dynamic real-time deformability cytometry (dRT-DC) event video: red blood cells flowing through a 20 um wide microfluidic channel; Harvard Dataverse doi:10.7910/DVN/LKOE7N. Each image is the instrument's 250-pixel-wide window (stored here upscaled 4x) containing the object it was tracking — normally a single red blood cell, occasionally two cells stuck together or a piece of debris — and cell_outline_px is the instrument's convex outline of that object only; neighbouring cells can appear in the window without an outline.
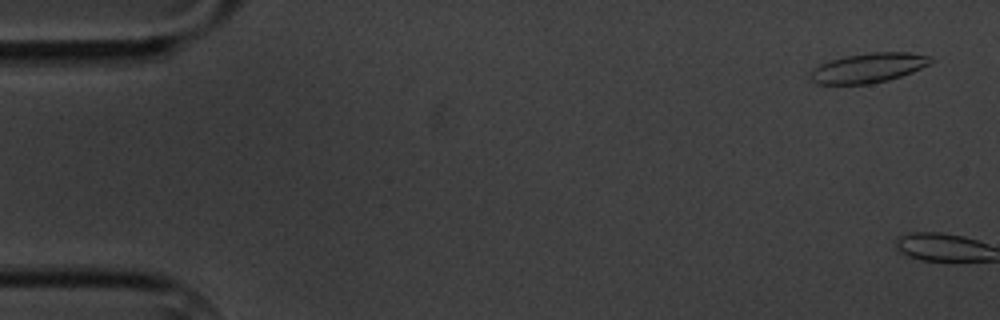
{"species": "common noctule bat (a hibernating species)", "species_latin": "Nyctalus noctula", "temperature_condition": "cold", "stored_images_in_passage": 7, "camera_frame_rate_fps": 3000, "um_per_image_px": 0.085, "animal": {"sex": "male", "body_mass_g": 20.1, "forearm_length_mm": 53.5}, "frame": {"image": 1, "passage_image": 1, "time_ms": 0.0, "image_size_px": [1000, 320], "cell_outline_px": [[936, 60], [932, 64], [912, 72], [888, 80], [872, 84], [816, 84], [808, 80], [808, 72], [812, 68], [820, 64], [832, 60], [848, 56], [872, 52], [908, 52], [932, 56]], "centroid_in_image_um": [73.81, 5.78], "position_along_channel_um": 11.2, "area_um2": 21.15}}